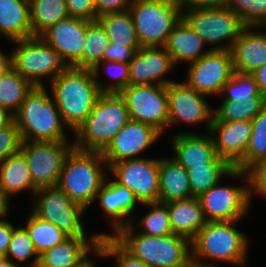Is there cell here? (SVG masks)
Listing matches in <instances>:
<instances>
[{"label": "cell", "instance_id": "obj_25", "mask_svg": "<svg viewBox=\"0 0 266 267\" xmlns=\"http://www.w3.org/2000/svg\"><path fill=\"white\" fill-rule=\"evenodd\" d=\"M168 208L173 234L192 241L208 222L198 197L165 203Z\"/></svg>", "mask_w": 266, "mask_h": 267}, {"label": "cell", "instance_id": "obj_7", "mask_svg": "<svg viewBox=\"0 0 266 267\" xmlns=\"http://www.w3.org/2000/svg\"><path fill=\"white\" fill-rule=\"evenodd\" d=\"M235 222H207L191 241L193 256L243 265L247 260V238L233 227Z\"/></svg>", "mask_w": 266, "mask_h": 267}, {"label": "cell", "instance_id": "obj_19", "mask_svg": "<svg viewBox=\"0 0 266 267\" xmlns=\"http://www.w3.org/2000/svg\"><path fill=\"white\" fill-rule=\"evenodd\" d=\"M209 133H218L212 137L216 153L233 168L244 158L252 135V121H218L214 116Z\"/></svg>", "mask_w": 266, "mask_h": 267}, {"label": "cell", "instance_id": "obj_13", "mask_svg": "<svg viewBox=\"0 0 266 267\" xmlns=\"http://www.w3.org/2000/svg\"><path fill=\"white\" fill-rule=\"evenodd\" d=\"M109 171L115 182L131 190L139 203L158 202L159 160L137 158L112 164Z\"/></svg>", "mask_w": 266, "mask_h": 267}, {"label": "cell", "instance_id": "obj_18", "mask_svg": "<svg viewBox=\"0 0 266 267\" xmlns=\"http://www.w3.org/2000/svg\"><path fill=\"white\" fill-rule=\"evenodd\" d=\"M87 20L68 17L45 30L40 37L56 50L69 67L82 69V49Z\"/></svg>", "mask_w": 266, "mask_h": 267}, {"label": "cell", "instance_id": "obj_28", "mask_svg": "<svg viewBox=\"0 0 266 267\" xmlns=\"http://www.w3.org/2000/svg\"><path fill=\"white\" fill-rule=\"evenodd\" d=\"M37 191L31 179L30 168L25 155L19 151L0 164V197L8 206L9 195L25 189Z\"/></svg>", "mask_w": 266, "mask_h": 267}, {"label": "cell", "instance_id": "obj_26", "mask_svg": "<svg viewBox=\"0 0 266 267\" xmlns=\"http://www.w3.org/2000/svg\"><path fill=\"white\" fill-rule=\"evenodd\" d=\"M188 172L175 158L159 160V194L158 202L192 198Z\"/></svg>", "mask_w": 266, "mask_h": 267}, {"label": "cell", "instance_id": "obj_41", "mask_svg": "<svg viewBox=\"0 0 266 267\" xmlns=\"http://www.w3.org/2000/svg\"><path fill=\"white\" fill-rule=\"evenodd\" d=\"M229 8L245 26H266V0H232Z\"/></svg>", "mask_w": 266, "mask_h": 267}, {"label": "cell", "instance_id": "obj_16", "mask_svg": "<svg viewBox=\"0 0 266 267\" xmlns=\"http://www.w3.org/2000/svg\"><path fill=\"white\" fill-rule=\"evenodd\" d=\"M169 126L178 121L187 124H198L208 120V130H210L213 119V110L205 101L206 95L195 91L185 82L176 81L167 85Z\"/></svg>", "mask_w": 266, "mask_h": 267}, {"label": "cell", "instance_id": "obj_35", "mask_svg": "<svg viewBox=\"0 0 266 267\" xmlns=\"http://www.w3.org/2000/svg\"><path fill=\"white\" fill-rule=\"evenodd\" d=\"M85 37L82 49V69L92 70L100 61H102L103 55L110 45V39L97 20H87Z\"/></svg>", "mask_w": 266, "mask_h": 267}, {"label": "cell", "instance_id": "obj_5", "mask_svg": "<svg viewBox=\"0 0 266 267\" xmlns=\"http://www.w3.org/2000/svg\"><path fill=\"white\" fill-rule=\"evenodd\" d=\"M105 162L100 151L73 148L65 159L57 186L72 201L87 209L108 178L101 168Z\"/></svg>", "mask_w": 266, "mask_h": 267}, {"label": "cell", "instance_id": "obj_48", "mask_svg": "<svg viewBox=\"0 0 266 267\" xmlns=\"http://www.w3.org/2000/svg\"><path fill=\"white\" fill-rule=\"evenodd\" d=\"M250 174L252 191L266 197V161L254 168Z\"/></svg>", "mask_w": 266, "mask_h": 267}, {"label": "cell", "instance_id": "obj_44", "mask_svg": "<svg viewBox=\"0 0 266 267\" xmlns=\"http://www.w3.org/2000/svg\"><path fill=\"white\" fill-rule=\"evenodd\" d=\"M22 142L21 133L15 121L0 129V164L9 156L21 151Z\"/></svg>", "mask_w": 266, "mask_h": 267}, {"label": "cell", "instance_id": "obj_56", "mask_svg": "<svg viewBox=\"0 0 266 267\" xmlns=\"http://www.w3.org/2000/svg\"><path fill=\"white\" fill-rule=\"evenodd\" d=\"M78 267H94V264L86 259Z\"/></svg>", "mask_w": 266, "mask_h": 267}, {"label": "cell", "instance_id": "obj_42", "mask_svg": "<svg viewBox=\"0 0 266 267\" xmlns=\"http://www.w3.org/2000/svg\"><path fill=\"white\" fill-rule=\"evenodd\" d=\"M95 252L102 257L115 256L118 262L115 267H150L128 253L112 236L100 237L99 247Z\"/></svg>", "mask_w": 266, "mask_h": 267}, {"label": "cell", "instance_id": "obj_59", "mask_svg": "<svg viewBox=\"0 0 266 267\" xmlns=\"http://www.w3.org/2000/svg\"><path fill=\"white\" fill-rule=\"evenodd\" d=\"M0 207H8L1 197H0Z\"/></svg>", "mask_w": 266, "mask_h": 267}, {"label": "cell", "instance_id": "obj_23", "mask_svg": "<svg viewBox=\"0 0 266 267\" xmlns=\"http://www.w3.org/2000/svg\"><path fill=\"white\" fill-rule=\"evenodd\" d=\"M172 144L175 151L173 158L186 170L191 167L205 166L218 156L210 136L178 133L173 137Z\"/></svg>", "mask_w": 266, "mask_h": 267}, {"label": "cell", "instance_id": "obj_4", "mask_svg": "<svg viewBox=\"0 0 266 267\" xmlns=\"http://www.w3.org/2000/svg\"><path fill=\"white\" fill-rule=\"evenodd\" d=\"M23 141H67L62 116L45 86H33L14 115Z\"/></svg>", "mask_w": 266, "mask_h": 267}, {"label": "cell", "instance_id": "obj_47", "mask_svg": "<svg viewBox=\"0 0 266 267\" xmlns=\"http://www.w3.org/2000/svg\"><path fill=\"white\" fill-rule=\"evenodd\" d=\"M133 0H95L97 17L115 12L128 11Z\"/></svg>", "mask_w": 266, "mask_h": 267}, {"label": "cell", "instance_id": "obj_39", "mask_svg": "<svg viewBox=\"0 0 266 267\" xmlns=\"http://www.w3.org/2000/svg\"><path fill=\"white\" fill-rule=\"evenodd\" d=\"M144 205L152 209L139 221V227L144 229L141 233L148 236L173 234L167 205L160 202L144 203Z\"/></svg>", "mask_w": 266, "mask_h": 267}, {"label": "cell", "instance_id": "obj_20", "mask_svg": "<svg viewBox=\"0 0 266 267\" xmlns=\"http://www.w3.org/2000/svg\"><path fill=\"white\" fill-rule=\"evenodd\" d=\"M141 47L129 62V85H168L162 79L173 67L171 56L165 47Z\"/></svg>", "mask_w": 266, "mask_h": 267}, {"label": "cell", "instance_id": "obj_52", "mask_svg": "<svg viewBox=\"0 0 266 267\" xmlns=\"http://www.w3.org/2000/svg\"><path fill=\"white\" fill-rule=\"evenodd\" d=\"M14 121V114L7 109L0 107V129L11 125Z\"/></svg>", "mask_w": 266, "mask_h": 267}, {"label": "cell", "instance_id": "obj_51", "mask_svg": "<svg viewBox=\"0 0 266 267\" xmlns=\"http://www.w3.org/2000/svg\"><path fill=\"white\" fill-rule=\"evenodd\" d=\"M258 85L259 91L266 98V64L251 73Z\"/></svg>", "mask_w": 266, "mask_h": 267}, {"label": "cell", "instance_id": "obj_33", "mask_svg": "<svg viewBox=\"0 0 266 267\" xmlns=\"http://www.w3.org/2000/svg\"><path fill=\"white\" fill-rule=\"evenodd\" d=\"M97 21L114 45L140 46L129 10L101 15Z\"/></svg>", "mask_w": 266, "mask_h": 267}, {"label": "cell", "instance_id": "obj_29", "mask_svg": "<svg viewBox=\"0 0 266 267\" xmlns=\"http://www.w3.org/2000/svg\"><path fill=\"white\" fill-rule=\"evenodd\" d=\"M0 34L12 42L33 37L29 0H0Z\"/></svg>", "mask_w": 266, "mask_h": 267}, {"label": "cell", "instance_id": "obj_24", "mask_svg": "<svg viewBox=\"0 0 266 267\" xmlns=\"http://www.w3.org/2000/svg\"><path fill=\"white\" fill-rule=\"evenodd\" d=\"M97 197L100 200L103 210L112 217V226L117 232L122 227L131 224V221H124L126 217L135 208L136 203L139 202L134 193L127 187L118 184L115 181L103 183L99 189Z\"/></svg>", "mask_w": 266, "mask_h": 267}, {"label": "cell", "instance_id": "obj_46", "mask_svg": "<svg viewBox=\"0 0 266 267\" xmlns=\"http://www.w3.org/2000/svg\"><path fill=\"white\" fill-rule=\"evenodd\" d=\"M141 46L114 45L110 42L102 61L129 63Z\"/></svg>", "mask_w": 266, "mask_h": 267}, {"label": "cell", "instance_id": "obj_45", "mask_svg": "<svg viewBox=\"0 0 266 267\" xmlns=\"http://www.w3.org/2000/svg\"><path fill=\"white\" fill-rule=\"evenodd\" d=\"M70 17L97 20L95 0H65Z\"/></svg>", "mask_w": 266, "mask_h": 267}, {"label": "cell", "instance_id": "obj_58", "mask_svg": "<svg viewBox=\"0 0 266 267\" xmlns=\"http://www.w3.org/2000/svg\"><path fill=\"white\" fill-rule=\"evenodd\" d=\"M7 58V55L0 52V64Z\"/></svg>", "mask_w": 266, "mask_h": 267}, {"label": "cell", "instance_id": "obj_21", "mask_svg": "<svg viewBox=\"0 0 266 267\" xmlns=\"http://www.w3.org/2000/svg\"><path fill=\"white\" fill-rule=\"evenodd\" d=\"M102 236L111 234H94L91 236V241L85 236H69L62 243L39 255L38 267H78L87 259L86 255L92 248L95 251L99 247Z\"/></svg>", "mask_w": 266, "mask_h": 267}, {"label": "cell", "instance_id": "obj_49", "mask_svg": "<svg viewBox=\"0 0 266 267\" xmlns=\"http://www.w3.org/2000/svg\"><path fill=\"white\" fill-rule=\"evenodd\" d=\"M14 229V226L9 222L0 220V257L5 256Z\"/></svg>", "mask_w": 266, "mask_h": 267}, {"label": "cell", "instance_id": "obj_37", "mask_svg": "<svg viewBox=\"0 0 266 267\" xmlns=\"http://www.w3.org/2000/svg\"><path fill=\"white\" fill-rule=\"evenodd\" d=\"M265 105V97H253L243 102L224 100L214 117L223 122L252 121Z\"/></svg>", "mask_w": 266, "mask_h": 267}, {"label": "cell", "instance_id": "obj_38", "mask_svg": "<svg viewBox=\"0 0 266 267\" xmlns=\"http://www.w3.org/2000/svg\"><path fill=\"white\" fill-rule=\"evenodd\" d=\"M226 93L225 100L229 101L243 102L253 97H264L251 73L234 72L230 80L224 84L220 95Z\"/></svg>", "mask_w": 266, "mask_h": 267}, {"label": "cell", "instance_id": "obj_10", "mask_svg": "<svg viewBox=\"0 0 266 267\" xmlns=\"http://www.w3.org/2000/svg\"><path fill=\"white\" fill-rule=\"evenodd\" d=\"M67 141H23L21 152L25 155L34 187L38 189L57 186L66 157L74 148Z\"/></svg>", "mask_w": 266, "mask_h": 267}, {"label": "cell", "instance_id": "obj_22", "mask_svg": "<svg viewBox=\"0 0 266 267\" xmlns=\"http://www.w3.org/2000/svg\"><path fill=\"white\" fill-rule=\"evenodd\" d=\"M251 28L245 26L231 48L234 72L252 73L266 64V33Z\"/></svg>", "mask_w": 266, "mask_h": 267}, {"label": "cell", "instance_id": "obj_43", "mask_svg": "<svg viewBox=\"0 0 266 267\" xmlns=\"http://www.w3.org/2000/svg\"><path fill=\"white\" fill-rule=\"evenodd\" d=\"M101 63H105L108 65L107 68H112L111 74L113 73V77L115 80L112 84L108 86H101L102 84L97 81V85L101 91V93H120L124 88L129 85L130 81V73H129V63L123 62H114V61H100L93 69L94 77H98V73H100V65Z\"/></svg>", "mask_w": 266, "mask_h": 267}, {"label": "cell", "instance_id": "obj_6", "mask_svg": "<svg viewBox=\"0 0 266 267\" xmlns=\"http://www.w3.org/2000/svg\"><path fill=\"white\" fill-rule=\"evenodd\" d=\"M182 0H133L129 11L141 47H164L182 19Z\"/></svg>", "mask_w": 266, "mask_h": 267}, {"label": "cell", "instance_id": "obj_54", "mask_svg": "<svg viewBox=\"0 0 266 267\" xmlns=\"http://www.w3.org/2000/svg\"><path fill=\"white\" fill-rule=\"evenodd\" d=\"M0 267H21L17 263L13 262L11 259H8L4 256L0 257Z\"/></svg>", "mask_w": 266, "mask_h": 267}, {"label": "cell", "instance_id": "obj_32", "mask_svg": "<svg viewBox=\"0 0 266 267\" xmlns=\"http://www.w3.org/2000/svg\"><path fill=\"white\" fill-rule=\"evenodd\" d=\"M32 88L33 85L9 65L0 75V107L15 115Z\"/></svg>", "mask_w": 266, "mask_h": 267}, {"label": "cell", "instance_id": "obj_1", "mask_svg": "<svg viewBox=\"0 0 266 267\" xmlns=\"http://www.w3.org/2000/svg\"><path fill=\"white\" fill-rule=\"evenodd\" d=\"M90 69L69 67L50 86L63 122L73 133L85 122L102 94Z\"/></svg>", "mask_w": 266, "mask_h": 267}, {"label": "cell", "instance_id": "obj_14", "mask_svg": "<svg viewBox=\"0 0 266 267\" xmlns=\"http://www.w3.org/2000/svg\"><path fill=\"white\" fill-rule=\"evenodd\" d=\"M188 86L206 96L221 94L224 84L234 73L231 50H210V52L189 66Z\"/></svg>", "mask_w": 266, "mask_h": 267}, {"label": "cell", "instance_id": "obj_36", "mask_svg": "<svg viewBox=\"0 0 266 267\" xmlns=\"http://www.w3.org/2000/svg\"><path fill=\"white\" fill-rule=\"evenodd\" d=\"M25 228L28 231L34 248L39 255L62 243L67 237H69L54 224L42 220L34 213L30 215Z\"/></svg>", "mask_w": 266, "mask_h": 267}, {"label": "cell", "instance_id": "obj_2", "mask_svg": "<svg viewBox=\"0 0 266 267\" xmlns=\"http://www.w3.org/2000/svg\"><path fill=\"white\" fill-rule=\"evenodd\" d=\"M130 121L125 99L120 93H102L85 122L74 133V148L102 152Z\"/></svg>", "mask_w": 266, "mask_h": 267}, {"label": "cell", "instance_id": "obj_53", "mask_svg": "<svg viewBox=\"0 0 266 267\" xmlns=\"http://www.w3.org/2000/svg\"><path fill=\"white\" fill-rule=\"evenodd\" d=\"M183 267H216V266L214 264L207 265L204 262L199 261L197 257L191 255Z\"/></svg>", "mask_w": 266, "mask_h": 267}, {"label": "cell", "instance_id": "obj_55", "mask_svg": "<svg viewBox=\"0 0 266 267\" xmlns=\"http://www.w3.org/2000/svg\"><path fill=\"white\" fill-rule=\"evenodd\" d=\"M9 66L8 58H6L1 64H0V75L1 73Z\"/></svg>", "mask_w": 266, "mask_h": 267}, {"label": "cell", "instance_id": "obj_30", "mask_svg": "<svg viewBox=\"0 0 266 267\" xmlns=\"http://www.w3.org/2000/svg\"><path fill=\"white\" fill-rule=\"evenodd\" d=\"M190 188L193 197H199L219 182L221 176L244 177L246 183L251 185V174L234 169L226 160L217 156L211 163L205 166L191 167L187 170Z\"/></svg>", "mask_w": 266, "mask_h": 267}, {"label": "cell", "instance_id": "obj_57", "mask_svg": "<svg viewBox=\"0 0 266 267\" xmlns=\"http://www.w3.org/2000/svg\"><path fill=\"white\" fill-rule=\"evenodd\" d=\"M9 208L8 207H0V219L2 217H5L8 213Z\"/></svg>", "mask_w": 266, "mask_h": 267}, {"label": "cell", "instance_id": "obj_8", "mask_svg": "<svg viewBox=\"0 0 266 267\" xmlns=\"http://www.w3.org/2000/svg\"><path fill=\"white\" fill-rule=\"evenodd\" d=\"M18 47L7 56L9 65L33 86H43L41 78L48 76L50 82L69 66L61 55L40 36L14 41Z\"/></svg>", "mask_w": 266, "mask_h": 267}, {"label": "cell", "instance_id": "obj_50", "mask_svg": "<svg viewBox=\"0 0 266 267\" xmlns=\"http://www.w3.org/2000/svg\"><path fill=\"white\" fill-rule=\"evenodd\" d=\"M183 7L215 8L229 7L232 0H182Z\"/></svg>", "mask_w": 266, "mask_h": 267}, {"label": "cell", "instance_id": "obj_12", "mask_svg": "<svg viewBox=\"0 0 266 267\" xmlns=\"http://www.w3.org/2000/svg\"><path fill=\"white\" fill-rule=\"evenodd\" d=\"M33 213L68 236H85L81 216L86 208L72 201L58 186L38 189ZM39 196V197H38Z\"/></svg>", "mask_w": 266, "mask_h": 267}, {"label": "cell", "instance_id": "obj_34", "mask_svg": "<svg viewBox=\"0 0 266 267\" xmlns=\"http://www.w3.org/2000/svg\"><path fill=\"white\" fill-rule=\"evenodd\" d=\"M266 161V105L252 120V135L244 158L234 169L251 172Z\"/></svg>", "mask_w": 266, "mask_h": 267}, {"label": "cell", "instance_id": "obj_40", "mask_svg": "<svg viewBox=\"0 0 266 267\" xmlns=\"http://www.w3.org/2000/svg\"><path fill=\"white\" fill-rule=\"evenodd\" d=\"M14 257L19 262H24L34 256L31 267H38L39 254L36 252L30 235L25 227L15 228L4 257Z\"/></svg>", "mask_w": 266, "mask_h": 267}, {"label": "cell", "instance_id": "obj_27", "mask_svg": "<svg viewBox=\"0 0 266 267\" xmlns=\"http://www.w3.org/2000/svg\"><path fill=\"white\" fill-rule=\"evenodd\" d=\"M204 44L203 38L181 19L168 36L164 47L173 64L179 61L191 64L210 52L211 49L201 51Z\"/></svg>", "mask_w": 266, "mask_h": 267}, {"label": "cell", "instance_id": "obj_3", "mask_svg": "<svg viewBox=\"0 0 266 267\" xmlns=\"http://www.w3.org/2000/svg\"><path fill=\"white\" fill-rule=\"evenodd\" d=\"M132 227V224L122 227L111 236L128 253L150 267H183L192 254L191 241L185 237L136 234Z\"/></svg>", "mask_w": 266, "mask_h": 267}, {"label": "cell", "instance_id": "obj_11", "mask_svg": "<svg viewBox=\"0 0 266 267\" xmlns=\"http://www.w3.org/2000/svg\"><path fill=\"white\" fill-rule=\"evenodd\" d=\"M120 95L126 101L130 120L151 125L161 134L169 126L166 85H128Z\"/></svg>", "mask_w": 266, "mask_h": 267}, {"label": "cell", "instance_id": "obj_31", "mask_svg": "<svg viewBox=\"0 0 266 267\" xmlns=\"http://www.w3.org/2000/svg\"><path fill=\"white\" fill-rule=\"evenodd\" d=\"M29 12L33 37L69 17L65 0H29Z\"/></svg>", "mask_w": 266, "mask_h": 267}, {"label": "cell", "instance_id": "obj_17", "mask_svg": "<svg viewBox=\"0 0 266 267\" xmlns=\"http://www.w3.org/2000/svg\"><path fill=\"white\" fill-rule=\"evenodd\" d=\"M160 135L153 126L130 120L101 152L106 168L120 161L139 158L136 156L149 148Z\"/></svg>", "mask_w": 266, "mask_h": 267}, {"label": "cell", "instance_id": "obj_9", "mask_svg": "<svg viewBox=\"0 0 266 267\" xmlns=\"http://www.w3.org/2000/svg\"><path fill=\"white\" fill-rule=\"evenodd\" d=\"M183 8L187 12H182V19L203 38L205 43L214 45L230 39L226 46L215 45L211 50H231L245 27L240 17L229 7Z\"/></svg>", "mask_w": 266, "mask_h": 267}, {"label": "cell", "instance_id": "obj_15", "mask_svg": "<svg viewBox=\"0 0 266 267\" xmlns=\"http://www.w3.org/2000/svg\"><path fill=\"white\" fill-rule=\"evenodd\" d=\"M247 186H218L217 183L201 194L198 199L206 220L208 222L239 221L247 213L252 197L251 185Z\"/></svg>", "mask_w": 266, "mask_h": 267}]
</instances>
